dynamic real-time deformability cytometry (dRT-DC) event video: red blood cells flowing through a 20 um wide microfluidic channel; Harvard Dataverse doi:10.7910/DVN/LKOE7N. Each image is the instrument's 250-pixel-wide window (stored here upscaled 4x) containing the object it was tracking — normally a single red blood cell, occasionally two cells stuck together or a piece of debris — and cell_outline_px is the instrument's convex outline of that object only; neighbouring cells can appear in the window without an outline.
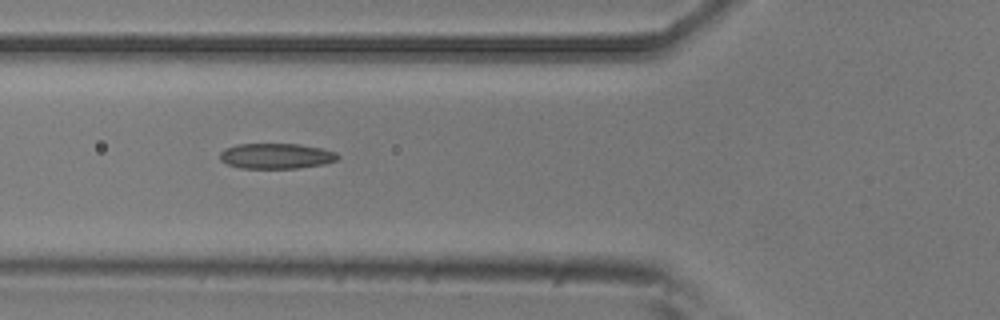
{"species": "common noctule bat (a hibernating species)", "species_latin": "Nyctalus noctula", "temperature_condition": "room temperature", "stored_images_in_passage": 8, "camera_frame_rate_fps": 3000, "um_per_image_px": 0.085, "animal": {"sex": "male", "body_mass_g": 20.5, "forearm_length_mm": 52.5}, "frame": {"image": 1, "passage_image": 6, "time_ms": 1.667, "image_size_px": [1000, 320], "cell_outline_px": [[340, 156], [336, 160], [324, 164], [296, 168], [240, 168], [228, 164], [220, 160], [220, 152], [224, 148], [236, 144], [300, 144], [320, 148], [336, 152]], "centroid_in_image_um": [23.46, 13.25], "position_along_channel_um": 102.3, "area_um2": 17.46}}
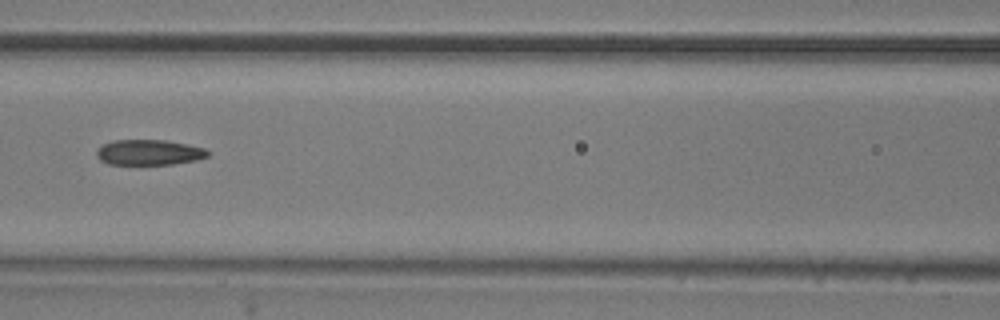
{"frame": {"image": 2, "passage_image": 7, "time_ms": 2.0, "image_size_px": [1000, 320], "cell_outline_px": [[212, 152], [208, 156], [196, 160], [172, 164], [108, 164], [100, 160], [96, 156], [96, 152], [104, 144], [112, 140], [168, 140], [188, 144], [204, 148]], "centroid_in_image_um": [12.7, 12.95], "position_along_channel_um": 153.9, "area_um2": 16.53}}
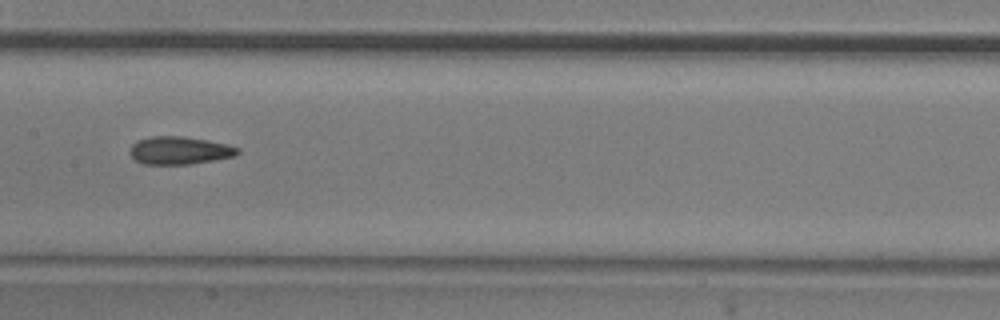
{"frame": {"image": 3, "passage_image": 8, "time_ms": 2.333, "image_size_px": [1000, 320], "cell_outline_px": [[240, 152], [236, 156], [188, 164], [144, 164], [136, 160], [128, 152], [132, 144], [136, 140], [152, 136], [184, 136], [208, 140], [228, 144], [240, 148]], "centroid_in_image_um": [15.26, 12.77], "position_along_channel_um": 192.1, "area_um2": 17.57}}